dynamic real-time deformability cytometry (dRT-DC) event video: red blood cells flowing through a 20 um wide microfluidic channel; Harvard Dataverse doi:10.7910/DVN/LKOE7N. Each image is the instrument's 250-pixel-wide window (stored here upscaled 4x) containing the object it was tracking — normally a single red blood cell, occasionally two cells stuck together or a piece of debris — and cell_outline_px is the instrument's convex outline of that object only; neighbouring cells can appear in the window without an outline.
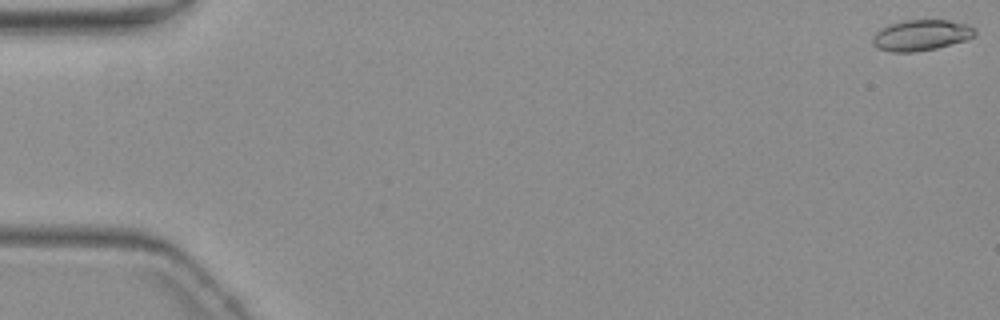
{"species": "common noctule bat (a hibernating species)", "species_latin": "Nyctalus noctula", "temperature_condition": "warm", "stored_images_in_passage": 10, "camera_frame_rate_fps": 3000, "um_per_image_px": 0.085, "animal": {"sex": "female", "body_mass_g": 19.3, "forearm_length_mm": 54.1}, "frame": {"image": 1, "passage_image": 1, "time_ms": 0.0, "image_size_px": [1000, 320], "cell_outline_px": [[976, 32], [968, 40], [936, 48], [916, 52], [892, 52], [876, 48], [872, 44], [872, 36], [880, 28], [888, 24], [904, 20], [948, 20], [968, 24], [976, 28]], "centroid_in_image_um": [78.28, 2.99], "position_along_channel_um": 6.7, "area_um2": 18.67}}
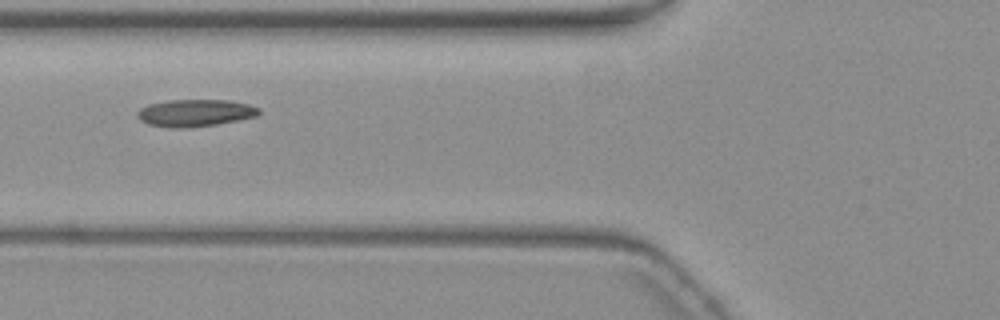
{"frame": {"image": 2, "passage_image": 7, "time_ms": 7.333, "image_size_px": [1000, 320], "cell_outline_px": [[260, 112], [256, 116], [216, 124], [192, 128], [172, 128], [148, 124], [140, 120], [136, 116], [136, 112], [140, 108], [148, 104], [168, 100], [228, 100], [248, 104], [260, 108]], "centroid_in_image_um": [16.54, 9.6], "position_along_channel_um": 109.3, "area_um2": 19.31}}
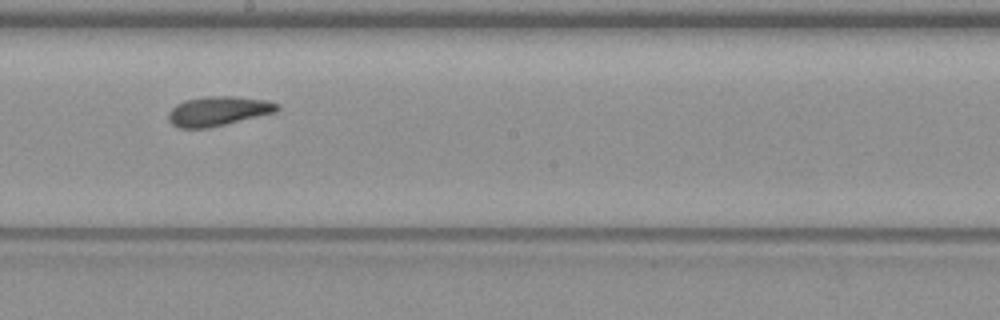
{"frame": {"image": 3, "passage_image": 10, "time_ms": 10.667, "image_size_px": [1000, 320], "cell_outline_px": [[280, 108], [276, 112], [208, 128], [180, 128], [172, 124], [168, 120], [168, 112], [176, 104], [184, 100], [204, 96], [236, 96], [268, 100], [280, 104]], "centroid_in_image_um": [18.55, 9.43], "position_along_channel_um": 229.7, "area_um2": 18.84}}